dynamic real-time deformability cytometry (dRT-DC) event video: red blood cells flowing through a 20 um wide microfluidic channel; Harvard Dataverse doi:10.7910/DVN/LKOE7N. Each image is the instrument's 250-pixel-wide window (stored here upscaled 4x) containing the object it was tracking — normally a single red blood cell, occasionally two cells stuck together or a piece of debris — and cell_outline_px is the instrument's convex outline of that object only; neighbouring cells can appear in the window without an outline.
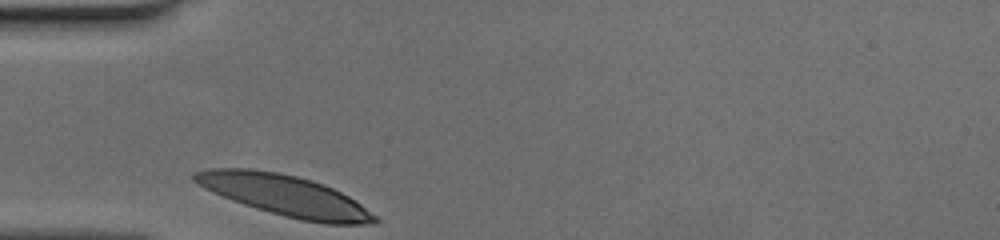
{"species": "human", "species_latin": "Homo sapiens", "temperature_condition": "cold", "stored_images_in_passage": 26, "camera_frame_rate_fps": 3000, "um_per_image_px": 0.085, "donor": {"sex": "female"}, "frame": {"image": 1, "passage_image": 1, "time_ms": 0.0, "image_size_px": [1000, 240], "cell_outline_px": [[380, 220], [376, 224], [324, 224], [300, 220], [284, 216], [256, 208], [232, 200], [192, 180], [192, 176], [196, 172], [208, 168], [248, 168], [276, 172], [296, 176], [312, 180], [332, 188], [348, 196], [360, 204], [376, 216]], "centroid_in_image_um": [24.27, 16.62], "position_along_channel_um": 60.7, "area_um2": 42.31}}
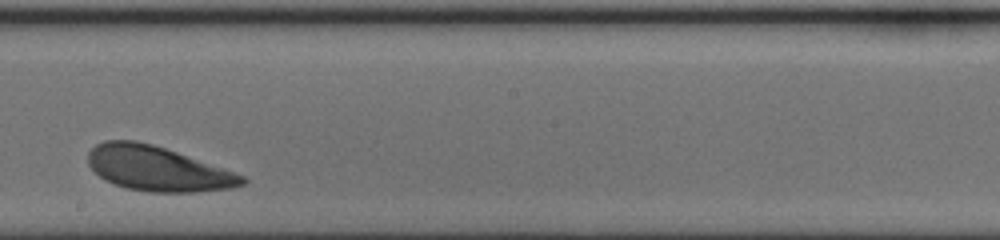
{"frame": {"image": 2, "passage_image": 15, "time_ms": 4.667, "image_size_px": [1000, 240], "cell_outline_px": [[248, 180], [244, 184], [232, 188], [200, 192], [148, 192], [128, 188], [104, 180], [88, 164], [88, 152], [96, 144], [104, 140], [136, 140], [152, 144], [164, 148], [244, 176]], "centroid_in_image_um": [13.36, 14.34], "position_along_channel_um": 234.8, "area_um2": 39.71}}
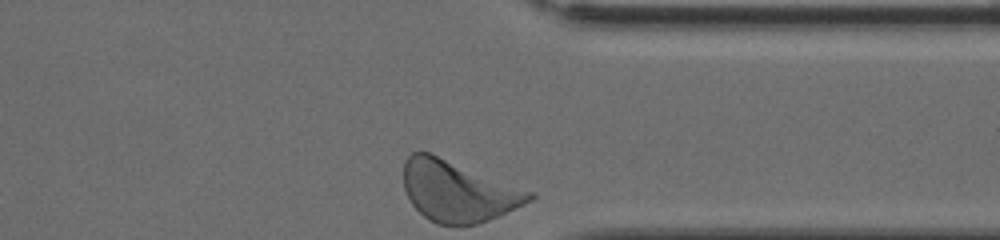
{"frame": {"image": 3, "passage_image": 26, "time_ms": 8.333, "image_size_px": [1000, 240], "cell_outline_px": [[536, 196], [532, 200], [524, 204], [488, 220], [476, 224], [436, 224], [424, 216], [412, 204], [404, 188], [404, 160], [412, 152], [428, 152], [532, 192]], "centroid_in_image_um": [38.89, 16.25], "position_along_channel_um": 372.5, "area_um2": 43.7}}